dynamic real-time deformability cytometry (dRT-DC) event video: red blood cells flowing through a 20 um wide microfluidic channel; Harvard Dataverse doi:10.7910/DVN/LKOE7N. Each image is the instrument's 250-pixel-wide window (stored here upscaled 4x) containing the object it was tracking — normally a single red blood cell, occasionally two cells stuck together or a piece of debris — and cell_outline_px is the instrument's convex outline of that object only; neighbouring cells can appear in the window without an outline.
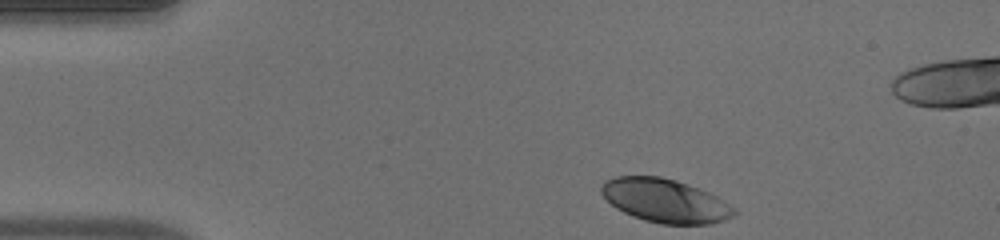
{"species": "human", "species_latin": "Homo sapiens", "temperature_condition": "warm", "stored_images_in_passage": 36, "camera_frame_rate_fps": 3000, "um_per_image_px": 0.085, "donor": {"sex": "male"}, "frame": {"image": 1, "passage_image": 1, "time_ms": 0.0, "image_size_px": [1000, 240], "cell_outline_px": [[740, 212], [724, 220], [708, 224], [660, 224], [644, 220], [632, 216], [616, 208], [600, 192], [600, 188], [604, 180], [616, 176], [660, 176], [676, 180], [688, 184], [708, 192], [724, 200]], "centroid_in_image_um": [56.54, 17.05], "position_along_channel_um": 28.5, "area_um2": 33.81}}
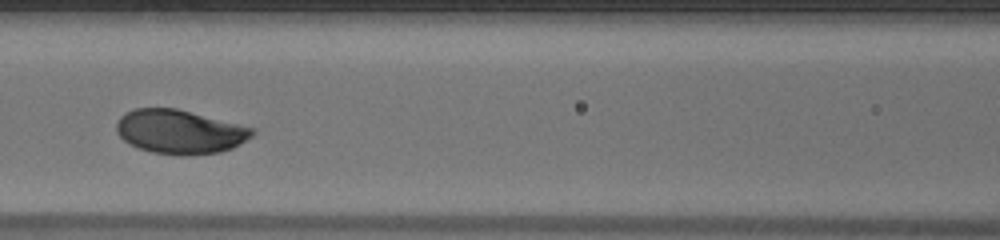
{"frame": {"image": 2, "passage_image": 15, "time_ms": 4.667, "image_size_px": [1000, 240], "cell_outline_px": [[256, 132], [252, 136], [240, 144], [232, 148], [220, 152], [184, 156], [152, 152], [128, 144], [116, 132], [116, 124], [120, 116], [124, 112], [136, 108], [176, 108], [256, 128]], "centroid_in_image_um": [15.29, 11.19], "position_along_channel_um": 151.3, "area_um2": 35.03}}
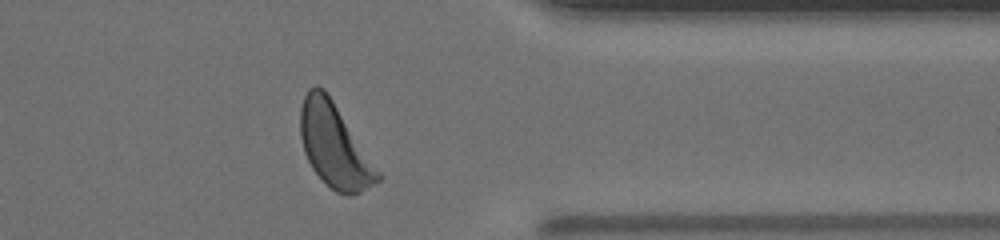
{"frame": {"image": 3, "passage_image": 33, "time_ms": 10.667, "image_size_px": [1000, 240], "cell_outline_px": [[384, 176], [380, 180], [368, 188], [360, 192], [348, 196], [336, 192], [312, 168], [304, 152], [300, 136], [300, 108], [304, 96], [308, 88], [316, 84], [324, 88]], "centroid_in_image_um": [28.44, 12.37], "position_along_channel_um": 383.0, "area_um2": 37.57}, "authors_computed_cell_mechanics": {"area_um2": 34.6222, "velocity_mm_per_s": 4.0349, "shape_relaxation_time_tau1_ms": 1.82, "shape_relaxation_time_tau2_ms": null, "deformation_change_tau1": 0.1454, "deformation_change_tau2": null}}